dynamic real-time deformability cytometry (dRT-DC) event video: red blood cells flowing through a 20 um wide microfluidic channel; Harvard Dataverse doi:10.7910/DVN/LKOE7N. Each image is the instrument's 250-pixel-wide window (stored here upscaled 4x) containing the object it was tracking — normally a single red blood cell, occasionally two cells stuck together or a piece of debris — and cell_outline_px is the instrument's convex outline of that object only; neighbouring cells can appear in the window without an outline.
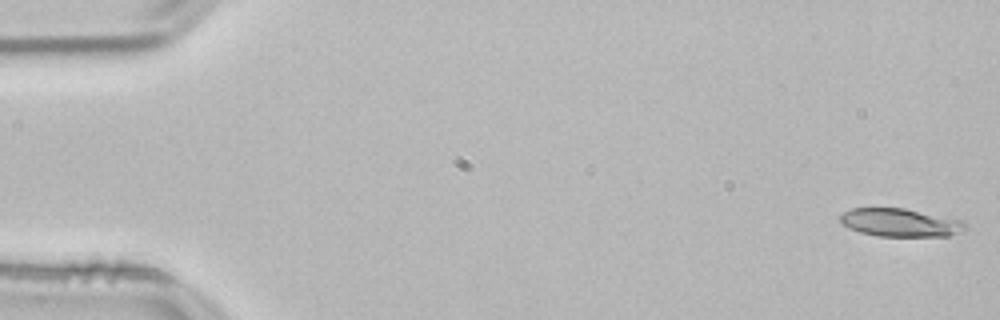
{"species": "common noctule bat (a hibernating species)", "species_latin": "Nyctalus noctula", "temperature_condition": "room temperature", "stored_images_in_passage": 38, "camera_frame_rate_fps": 3000, "um_per_image_px": 0.085, "animal": {"sex": "male", "body_mass_g": 21.5, "forearm_length_mm": 52.0}, "frame": {"image": 1, "passage_image": 1, "time_ms": 0.0, "image_size_px": [1000, 320], "cell_outline_px": [[968, 228], [964, 232], [948, 236], [876, 236], [860, 232], [840, 224], [840, 216], [844, 212], [852, 208], [904, 208], [964, 220], [968, 224]], "centroid_in_image_um": [76.59, 18.92], "position_along_channel_um": 8.4, "area_um2": 20.81}}